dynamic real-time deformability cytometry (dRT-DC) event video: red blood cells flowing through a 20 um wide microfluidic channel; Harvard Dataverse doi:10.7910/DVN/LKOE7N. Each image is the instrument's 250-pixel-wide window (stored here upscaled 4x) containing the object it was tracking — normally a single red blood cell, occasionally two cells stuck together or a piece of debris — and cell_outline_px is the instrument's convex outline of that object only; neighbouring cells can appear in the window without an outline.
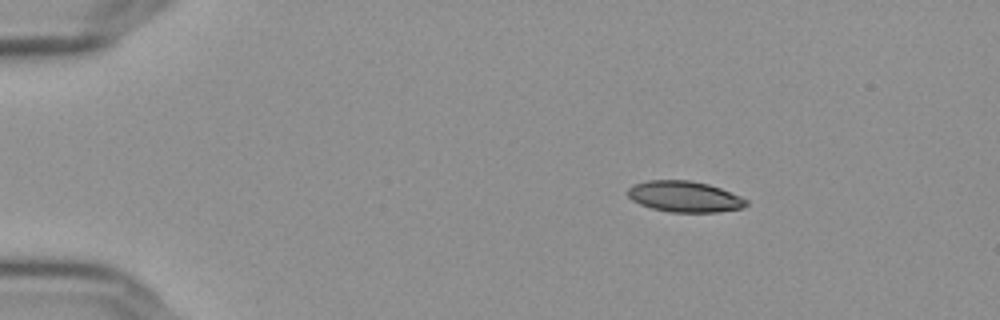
{"species": "Egyptian fruit bat (a non-hibernating species)", "species_latin": "Rousettus aegyptiacus", "temperature_condition": "cold", "stored_images_in_passage": 48, "camera_frame_rate_fps": 3000, "um_per_image_px": 0.085, "frame": {"image": 1, "passage_image": 1, "time_ms": 0.0, "image_size_px": [1000, 320], "cell_outline_px": [[748, 204], [740, 208], [716, 212], [668, 212], [652, 208], [640, 204], [632, 200], [628, 196], [628, 188], [632, 184], [648, 180], [688, 180], [708, 184], [720, 188], [740, 196], [748, 200]], "centroid_in_image_um": [58.16, 16.7], "position_along_channel_um": 26.8, "area_um2": 21.33}}
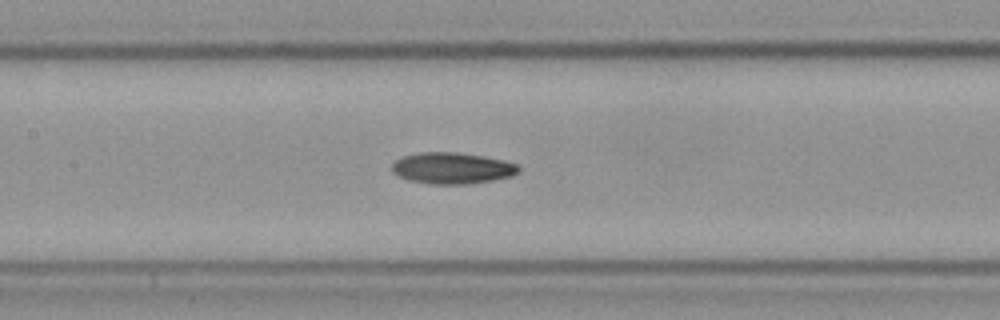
{"frame": {"image": 2, "passage_image": 19, "time_ms": 6.0, "image_size_px": [1000, 320], "cell_outline_px": [[520, 172], [512, 176], [472, 184], [432, 184], [408, 180], [392, 172], [392, 164], [396, 160], [404, 156], [420, 152], [456, 152], [484, 156], [504, 160], [516, 164], [520, 168]], "centroid_in_image_um": [38.46, 14.29], "position_along_channel_um": 168.9, "area_um2": 23.18}}
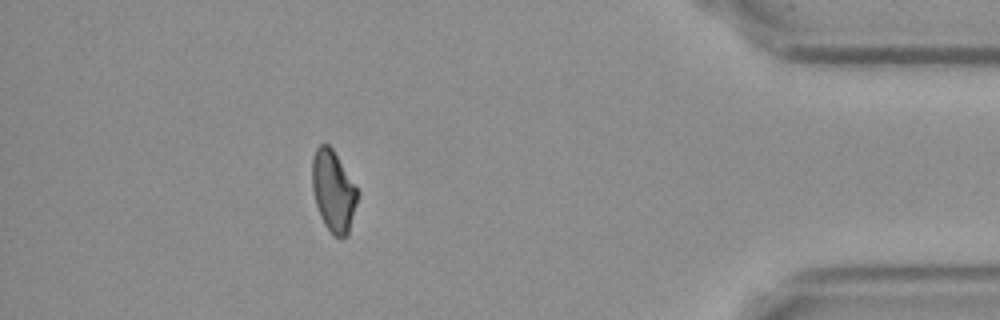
{"frame": {"image": 3, "passage_image": 42, "time_ms": 13.667, "image_size_px": [1000, 320], "cell_outline_px": [[356, 204], [348, 236], [332, 236], [324, 224], [316, 204], [312, 188], [312, 160], [316, 148], [320, 144], [328, 144], [332, 148], [356, 188]], "centroid_in_image_um": [28.3, 16.26], "position_along_channel_um": 406.9, "area_um2": 20.98}, "authors_computed_cell_mechanics": {"area_um2": 22.3686, "velocity_mm_per_s": 3.6534, "shape_relaxation_time_tau1_ms": 5.0854, "shape_relaxation_time_tau2_ms": 8.6881, "deformation_change_tau1": 0.1345, "deformation_change_tau2": 0.1633}}